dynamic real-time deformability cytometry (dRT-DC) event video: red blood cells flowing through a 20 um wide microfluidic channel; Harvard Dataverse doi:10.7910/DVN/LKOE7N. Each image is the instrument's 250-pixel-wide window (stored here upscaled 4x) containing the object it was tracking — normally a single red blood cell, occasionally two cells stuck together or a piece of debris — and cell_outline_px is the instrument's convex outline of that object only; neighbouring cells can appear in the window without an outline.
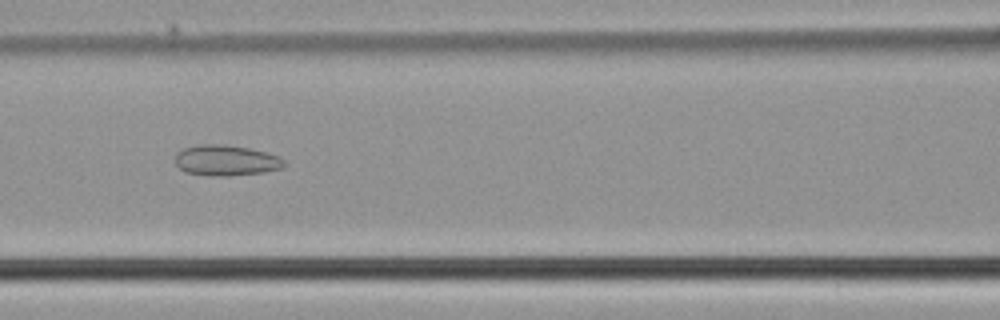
{"species": "common noctule bat (a hibernating species)", "species_latin": "Nyctalus noctula", "temperature_condition": "cold", "stored_images_in_passage": 40, "camera_frame_rate_fps": 3000, "um_per_image_px": 0.085, "animal": {"sex": "male", "body_mass_g": 21.5, "forearm_length_mm": 52.0}, "frame": {"image": 1, "passage_image": 12, "time_ms": 3.667, "image_size_px": [1000, 320], "cell_outline_px": [[284, 168], [264, 172], [228, 176], [208, 176], [184, 172], [176, 164], [176, 152], [184, 148], [200, 144], [224, 144], [248, 148], [280, 156], [284, 160]], "centroid_in_image_um": [19.21, 13.64], "position_along_channel_um": 147.4, "area_um2": 19.59}}
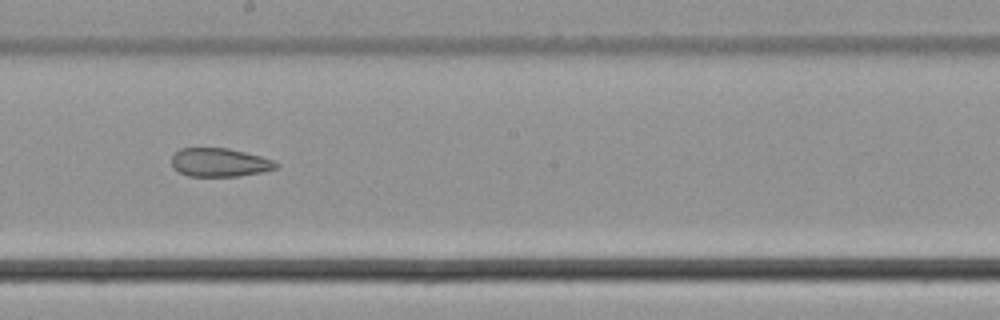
{"frame": {"image": 2, "passage_image": 18, "time_ms": 5.667, "image_size_px": [1000, 320], "cell_outline_px": [[280, 164], [276, 168], [264, 172], [240, 176], [188, 176], [172, 168], [172, 156], [180, 148], [228, 148], [260, 156], [272, 160]], "centroid_in_image_um": [18.66, 13.81], "position_along_channel_um": 229.5, "area_um2": 17.4}}
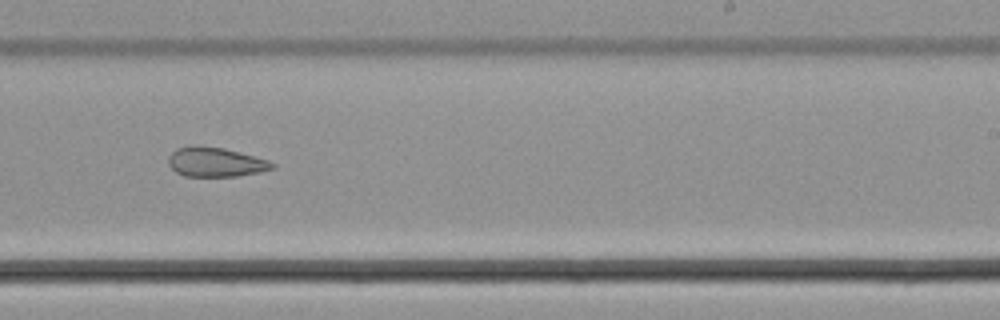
{"frame": {"image": 3, "passage_image": 21, "time_ms": 6.667, "image_size_px": [1000, 320], "cell_outline_px": [[276, 168], [260, 172], [236, 176], [184, 176], [176, 172], [168, 164], [168, 156], [176, 148], [192, 144], [200, 144], [224, 148], [268, 160], [276, 164]], "centroid_in_image_um": [18.3, 13.76], "position_along_channel_um": 270.7, "area_um2": 18.09}}